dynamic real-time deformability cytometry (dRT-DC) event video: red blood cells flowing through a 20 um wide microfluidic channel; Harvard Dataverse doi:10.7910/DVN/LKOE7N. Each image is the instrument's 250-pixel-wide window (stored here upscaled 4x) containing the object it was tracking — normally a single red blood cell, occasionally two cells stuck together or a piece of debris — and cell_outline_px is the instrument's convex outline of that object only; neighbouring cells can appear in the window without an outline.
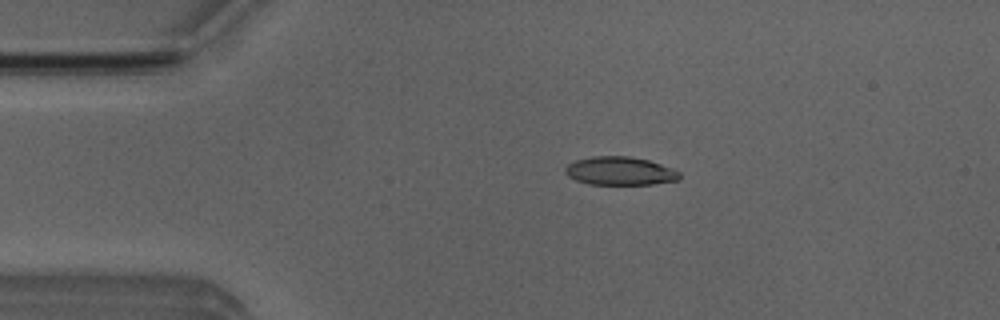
{"species": "Egyptian fruit bat (a non-hibernating species)", "species_latin": "Rousettus aegyptiacus", "temperature_condition": "room temperature", "stored_images_in_passage": 46, "camera_frame_rate_fps": 3000, "um_per_image_px": 0.085, "animal": {"sex": "male"}, "frame": {"image": 1, "passage_image": 5, "time_ms": 1.333, "image_size_px": [1000, 320], "cell_outline_px": [[680, 180], [652, 184], [588, 184], [576, 180], [568, 176], [564, 172], [564, 168], [568, 164], [576, 160], [592, 156], [628, 156], [648, 160], [672, 168], [680, 172]], "centroid_in_image_um": [52.69, 14.53], "position_along_channel_um": 32.3, "area_um2": 18.9}}
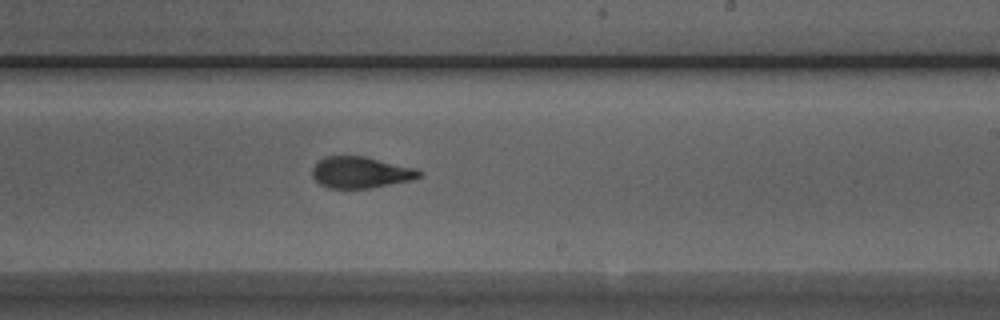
{"frame": {"image": 2, "passage_image": 25, "time_ms": 8.0, "image_size_px": [1000, 320], "cell_outline_px": [[424, 172], [420, 176], [412, 180], [368, 188], [328, 188], [320, 184], [312, 176], [312, 168], [324, 156], [364, 156], [416, 168]], "centroid_in_image_um": [30.66, 14.65], "position_along_channel_um": 258.3, "area_um2": 19.48}}
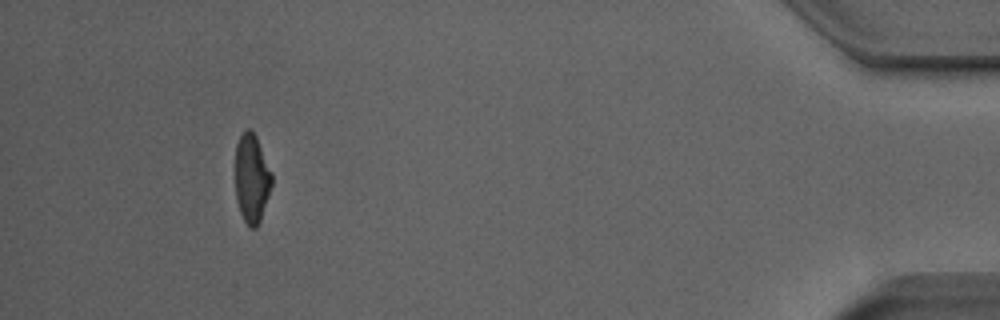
{"frame": {"image": 3, "passage_image": 42, "time_ms": 13.667, "image_size_px": [1000, 320], "cell_outline_px": [[272, 184], [260, 220], [256, 228], [252, 228], [244, 220], [240, 212], [236, 200], [236, 144], [240, 136], [248, 128], [256, 136], [272, 172]], "centroid_in_image_um": [21.4, 15.16], "position_along_channel_um": 413.8, "area_um2": 18.61}, "authors_computed_cell_mechanics": {"area_um2": 19.8254, "velocity_mm_per_s": 4.0086, "shape_relaxation_time_tau1_ms": 4.768, "shape_relaxation_time_tau2_ms": 1.5293, "deformation_change_tau1": 0.1646, "deformation_change_tau2": 0.092}}